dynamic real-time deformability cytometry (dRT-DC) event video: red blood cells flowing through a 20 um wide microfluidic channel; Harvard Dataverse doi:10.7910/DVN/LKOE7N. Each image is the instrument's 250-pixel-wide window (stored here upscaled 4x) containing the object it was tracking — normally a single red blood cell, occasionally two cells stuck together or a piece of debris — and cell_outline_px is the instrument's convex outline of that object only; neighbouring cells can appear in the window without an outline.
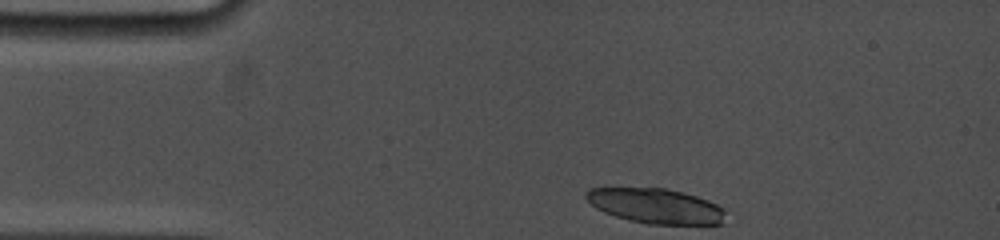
{"species": "common noctule bat (a hibernating species)", "species_latin": "Nyctalus noctula", "temperature_condition": "cold", "stored_images_in_passage": 8, "camera_frame_rate_fps": 5000, "um_per_image_px": 0.085, "animal": {"sex": "female", "body_mass_g": 19.0, "forearm_length_mm": 53.3}, "frame": {"image": 1, "passage_image": 1, "time_ms": 0.0, "image_size_px": [1000, 240], "cell_outline_px": [[724, 224], [648, 224], [628, 220], [604, 212], [596, 208], [584, 196], [584, 192], [588, 188], [664, 188], [696, 196], [708, 200], [724, 208]], "centroid_in_image_um": [55.73, 17.51], "position_along_channel_um": 29.3, "area_um2": 28.32}}